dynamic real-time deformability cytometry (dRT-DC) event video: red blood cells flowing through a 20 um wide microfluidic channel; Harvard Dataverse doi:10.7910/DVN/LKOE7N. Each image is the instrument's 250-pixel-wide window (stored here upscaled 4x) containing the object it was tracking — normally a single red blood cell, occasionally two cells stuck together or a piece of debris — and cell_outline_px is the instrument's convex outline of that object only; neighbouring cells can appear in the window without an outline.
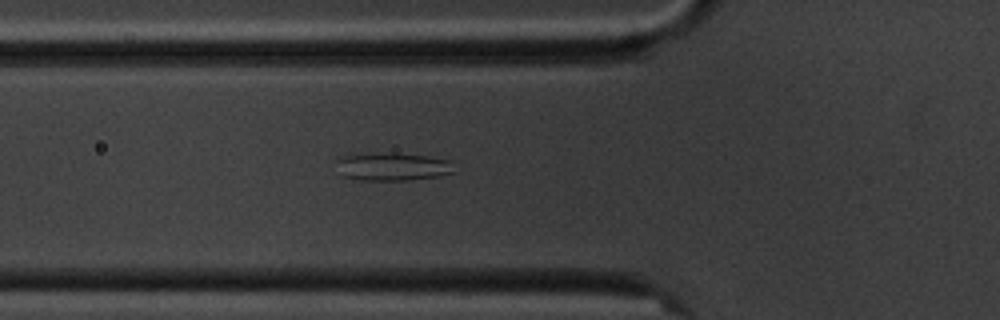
{"species": "common noctule bat (a hibernating species)", "species_latin": "Nyctalus noctula", "temperature_condition": "cold", "stored_images_in_passage": 6, "camera_frame_rate_fps": 3000, "um_per_image_px": 0.085, "animal": {"sex": "male", "body_mass_g": 20.1, "forearm_length_mm": 53.5}, "frame": {"image": 1, "passage_image": 6, "time_ms": 5.667, "image_size_px": [1000, 320], "cell_outline_px": [[456, 172], [440, 176], [408, 180], [360, 180], [344, 176], [336, 160], [340, 156], [348, 152], [424, 156], [448, 160]], "centroid_in_image_um": [33.31, 14.17], "position_along_channel_um": 92.5, "area_um2": 18.96}}